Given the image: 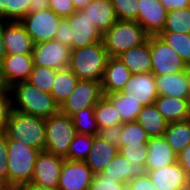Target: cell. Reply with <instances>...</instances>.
<instances>
[{
    "label": "cell",
    "mask_w": 190,
    "mask_h": 190,
    "mask_svg": "<svg viewBox=\"0 0 190 190\" xmlns=\"http://www.w3.org/2000/svg\"><path fill=\"white\" fill-rule=\"evenodd\" d=\"M102 85L99 81L79 80L73 92L60 106L64 115L72 116L76 112L89 107H95L103 97Z\"/></svg>",
    "instance_id": "9"
},
{
    "label": "cell",
    "mask_w": 190,
    "mask_h": 190,
    "mask_svg": "<svg viewBox=\"0 0 190 190\" xmlns=\"http://www.w3.org/2000/svg\"><path fill=\"white\" fill-rule=\"evenodd\" d=\"M64 159L41 151L36 159L32 182L46 188L58 189V182Z\"/></svg>",
    "instance_id": "14"
},
{
    "label": "cell",
    "mask_w": 190,
    "mask_h": 190,
    "mask_svg": "<svg viewBox=\"0 0 190 190\" xmlns=\"http://www.w3.org/2000/svg\"><path fill=\"white\" fill-rule=\"evenodd\" d=\"M12 108L25 114L49 118L60 111L50 93L37 89L27 81L18 82L10 88Z\"/></svg>",
    "instance_id": "1"
},
{
    "label": "cell",
    "mask_w": 190,
    "mask_h": 190,
    "mask_svg": "<svg viewBox=\"0 0 190 190\" xmlns=\"http://www.w3.org/2000/svg\"><path fill=\"white\" fill-rule=\"evenodd\" d=\"M94 114L99 129L123 124L120 114H118L115 107L105 96H103L95 105Z\"/></svg>",
    "instance_id": "33"
},
{
    "label": "cell",
    "mask_w": 190,
    "mask_h": 190,
    "mask_svg": "<svg viewBox=\"0 0 190 190\" xmlns=\"http://www.w3.org/2000/svg\"><path fill=\"white\" fill-rule=\"evenodd\" d=\"M119 20L138 21L139 0H111Z\"/></svg>",
    "instance_id": "38"
},
{
    "label": "cell",
    "mask_w": 190,
    "mask_h": 190,
    "mask_svg": "<svg viewBox=\"0 0 190 190\" xmlns=\"http://www.w3.org/2000/svg\"><path fill=\"white\" fill-rule=\"evenodd\" d=\"M13 108L8 87L0 86V133H5Z\"/></svg>",
    "instance_id": "39"
},
{
    "label": "cell",
    "mask_w": 190,
    "mask_h": 190,
    "mask_svg": "<svg viewBox=\"0 0 190 190\" xmlns=\"http://www.w3.org/2000/svg\"><path fill=\"white\" fill-rule=\"evenodd\" d=\"M7 149L8 185L31 182L40 151L16 140H7Z\"/></svg>",
    "instance_id": "5"
},
{
    "label": "cell",
    "mask_w": 190,
    "mask_h": 190,
    "mask_svg": "<svg viewBox=\"0 0 190 190\" xmlns=\"http://www.w3.org/2000/svg\"><path fill=\"white\" fill-rule=\"evenodd\" d=\"M94 173L84 161L64 159L57 190H87Z\"/></svg>",
    "instance_id": "13"
},
{
    "label": "cell",
    "mask_w": 190,
    "mask_h": 190,
    "mask_svg": "<svg viewBox=\"0 0 190 190\" xmlns=\"http://www.w3.org/2000/svg\"><path fill=\"white\" fill-rule=\"evenodd\" d=\"M163 136L178 156L190 144V120L168 123Z\"/></svg>",
    "instance_id": "29"
},
{
    "label": "cell",
    "mask_w": 190,
    "mask_h": 190,
    "mask_svg": "<svg viewBox=\"0 0 190 190\" xmlns=\"http://www.w3.org/2000/svg\"><path fill=\"white\" fill-rule=\"evenodd\" d=\"M32 68V54L6 55L0 62V82L10 88L18 82L27 81Z\"/></svg>",
    "instance_id": "12"
},
{
    "label": "cell",
    "mask_w": 190,
    "mask_h": 190,
    "mask_svg": "<svg viewBox=\"0 0 190 190\" xmlns=\"http://www.w3.org/2000/svg\"><path fill=\"white\" fill-rule=\"evenodd\" d=\"M102 173L108 178H114L118 183L128 185L129 181L147 173L146 167L135 163L133 166L125 157L117 153L115 158L105 167Z\"/></svg>",
    "instance_id": "22"
},
{
    "label": "cell",
    "mask_w": 190,
    "mask_h": 190,
    "mask_svg": "<svg viewBox=\"0 0 190 190\" xmlns=\"http://www.w3.org/2000/svg\"><path fill=\"white\" fill-rule=\"evenodd\" d=\"M188 119L190 120V99H189V116Z\"/></svg>",
    "instance_id": "58"
},
{
    "label": "cell",
    "mask_w": 190,
    "mask_h": 190,
    "mask_svg": "<svg viewBox=\"0 0 190 190\" xmlns=\"http://www.w3.org/2000/svg\"><path fill=\"white\" fill-rule=\"evenodd\" d=\"M158 95L190 99L189 68L179 73L155 76Z\"/></svg>",
    "instance_id": "21"
},
{
    "label": "cell",
    "mask_w": 190,
    "mask_h": 190,
    "mask_svg": "<svg viewBox=\"0 0 190 190\" xmlns=\"http://www.w3.org/2000/svg\"><path fill=\"white\" fill-rule=\"evenodd\" d=\"M94 142V136L76 134L69 146L66 160L85 161Z\"/></svg>",
    "instance_id": "37"
},
{
    "label": "cell",
    "mask_w": 190,
    "mask_h": 190,
    "mask_svg": "<svg viewBox=\"0 0 190 190\" xmlns=\"http://www.w3.org/2000/svg\"><path fill=\"white\" fill-rule=\"evenodd\" d=\"M147 144H143L139 149L137 148H118V153L125 157L133 166L135 163L146 165L147 160Z\"/></svg>",
    "instance_id": "42"
},
{
    "label": "cell",
    "mask_w": 190,
    "mask_h": 190,
    "mask_svg": "<svg viewBox=\"0 0 190 190\" xmlns=\"http://www.w3.org/2000/svg\"><path fill=\"white\" fill-rule=\"evenodd\" d=\"M49 8V0H31L30 12H38Z\"/></svg>",
    "instance_id": "50"
},
{
    "label": "cell",
    "mask_w": 190,
    "mask_h": 190,
    "mask_svg": "<svg viewBox=\"0 0 190 190\" xmlns=\"http://www.w3.org/2000/svg\"><path fill=\"white\" fill-rule=\"evenodd\" d=\"M136 122L142 126L149 138L163 136L168 125L154 104L143 106Z\"/></svg>",
    "instance_id": "27"
},
{
    "label": "cell",
    "mask_w": 190,
    "mask_h": 190,
    "mask_svg": "<svg viewBox=\"0 0 190 190\" xmlns=\"http://www.w3.org/2000/svg\"><path fill=\"white\" fill-rule=\"evenodd\" d=\"M167 11L190 7V0H160Z\"/></svg>",
    "instance_id": "49"
},
{
    "label": "cell",
    "mask_w": 190,
    "mask_h": 190,
    "mask_svg": "<svg viewBox=\"0 0 190 190\" xmlns=\"http://www.w3.org/2000/svg\"><path fill=\"white\" fill-rule=\"evenodd\" d=\"M5 134L7 140L21 143L44 151L46 139L45 119L12 110Z\"/></svg>",
    "instance_id": "3"
},
{
    "label": "cell",
    "mask_w": 190,
    "mask_h": 190,
    "mask_svg": "<svg viewBox=\"0 0 190 190\" xmlns=\"http://www.w3.org/2000/svg\"><path fill=\"white\" fill-rule=\"evenodd\" d=\"M177 162L183 168L190 181V144L178 154Z\"/></svg>",
    "instance_id": "48"
},
{
    "label": "cell",
    "mask_w": 190,
    "mask_h": 190,
    "mask_svg": "<svg viewBox=\"0 0 190 190\" xmlns=\"http://www.w3.org/2000/svg\"><path fill=\"white\" fill-rule=\"evenodd\" d=\"M69 24L71 50L102 42V33L80 11L66 18Z\"/></svg>",
    "instance_id": "11"
},
{
    "label": "cell",
    "mask_w": 190,
    "mask_h": 190,
    "mask_svg": "<svg viewBox=\"0 0 190 190\" xmlns=\"http://www.w3.org/2000/svg\"><path fill=\"white\" fill-rule=\"evenodd\" d=\"M31 0H8L6 21H21L30 12Z\"/></svg>",
    "instance_id": "40"
},
{
    "label": "cell",
    "mask_w": 190,
    "mask_h": 190,
    "mask_svg": "<svg viewBox=\"0 0 190 190\" xmlns=\"http://www.w3.org/2000/svg\"><path fill=\"white\" fill-rule=\"evenodd\" d=\"M127 190H156L151 183L149 175L146 173L143 176H139L135 180L129 181Z\"/></svg>",
    "instance_id": "46"
},
{
    "label": "cell",
    "mask_w": 190,
    "mask_h": 190,
    "mask_svg": "<svg viewBox=\"0 0 190 190\" xmlns=\"http://www.w3.org/2000/svg\"><path fill=\"white\" fill-rule=\"evenodd\" d=\"M146 170H156L177 161V155L164 136L152 137L147 143Z\"/></svg>",
    "instance_id": "23"
},
{
    "label": "cell",
    "mask_w": 190,
    "mask_h": 190,
    "mask_svg": "<svg viewBox=\"0 0 190 190\" xmlns=\"http://www.w3.org/2000/svg\"><path fill=\"white\" fill-rule=\"evenodd\" d=\"M121 146L119 148H137L147 144L149 137L142 126L136 121L122 124Z\"/></svg>",
    "instance_id": "31"
},
{
    "label": "cell",
    "mask_w": 190,
    "mask_h": 190,
    "mask_svg": "<svg viewBox=\"0 0 190 190\" xmlns=\"http://www.w3.org/2000/svg\"><path fill=\"white\" fill-rule=\"evenodd\" d=\"M61 17L49 8L38 12H29L20 23L34 44L47 42L55 38Z\"/></svg>",
    "instance_id": "8"
},
{
    "label": "cell",
    "mask_w": 190,
    "mask_h": 190,
    "mask_svg": "<svg viewBox=\"0 0 190 190\" xmlns=\"http://www.w3.org/2000/svg\"><path fill=\"white\" fill-rule=\"evenodd\" d=\"M189 87H190V67H189Z\"/></svg>",
    "instance_id": "59"
},
{
    "label": "cell",
    "mask_w": 190,
    "mask_h": 190,
    "mask_svg": "<svg viewBox=\"0 0 190 190\" xmlns=\"http://www.w3.org/2000/svg\"><path fill=\"white\" fill-rule=\"evenodd\" d=\"M107 59L103 42H98L71 50L68 68L79 80L102 82Z\"/></svg>",
    "instance_id": "2"
},
{
    "label": "cell",
    "mask_w": 190,
    "mask_h": 190,
    "mask_svg": "<svg viewBox=\"0 0 190 190\" xmlns=\"http://www.w3.org/2000/svg\"><path fill=\"white\" fill-rule=\"evenodd\" d=\"M148 36L137 21L118 19L102 35V42L108 57H117L124 51L140 46Z\"/></svg>",
    "instance_id": "4"
},
{
    "label": "cell",
    "mask_w": 190,
    "mask_h": 190,
    "mask_svg": "<svg viewBox=\"0 0 190 190\" xmlns=\"http://www.w3.org/2000/svg\"><path fill=\"white\" fill-rule=\"evenodd\" d=\"M3 43L6 55L32 54L34 43L19 21H9L4 26Z\"/></svg>",
    "instance_id": "18"
},
{
    "label": "cell",
    "mask_w": 190,
    "mask_h": 190,
    "mask_svg": "<svg viewBox=\"0 0 190 190\" xmlns=\"http://www.w3.org/2000/svg\"><path fill=\"white\" fill-rule=\"evenodd\" d=\"M7 135L0 133V179L8 185Z\"/></svg>",
    "instance_id": "44"
},
{
    "label": "cell",
    "mask_w": 190,
    "mask_h": 190,
    "mask_svg": "<svg viewBox=\"0 0 190 190\" xmlns=\"http://www.w3.org/2000/svg\"><path fill=\"white\" fill-rule=\"evenodd\" d=\"M147 174L156 190H182L189 182L177 161L156 170H147Z\"/></svg>",
    "instance_id": "17"
},
{
    "label": "cell",
    "mask_w": 190,
    "mask_h": 190,
    "mask_svg": "<svg viewBox=\"0 0 190 190\" xmlns=\"http://www.w3.org/2000/svg\"><path fill=\"white\" fill-rule=\"evenodd\" d=\"M104 34L117 20V14L111 0H92L80 11Z\"/></svg>",
    "instance_id": "20"
},
{
    "label": "cell",
    "mask_w": 190,
    "mask_h": 190,
    "mask_svg": "<svg viewBox=\"0 0 190 190\" xmlns=\"http://www.w3.org/2000/svg\"><path fill=\"white\" fill-rule=\"evenodd\" d=\"M157 36L169 45L190 67V34L160 32Z\"/></svg>",
    "instance_id": "32"
},
{
    "label": "cell",
    "mask_w": 190,
    "mask_h": 190,
    "mask_svg": "<svg viewBox=\"0 0 190 190\" xmlns=\"http://www.w3.org/2000/svg\"><path fill=\"white\" fill-rule=\"evenodd\" d=\"M71 117L73 126L78 134L98 135L99 126L95 118L94 107H89L76 112Z\"/></svg>",
    "instance_id": "35"
},
{
    "label": "cell",
    "mask_w": 190,
    "mask_h": 190,
    "mask_svg": "<svg viewBox=\"0 0 190 190\" xmlns=\"http://www.w3.org/2000/svg\"><path fill=\"white\" fill-rule=\"evenodd\" d=\"M54 39L70 47L69 24L66 18L61 19Z\"/></svg>",
    "instance_id": "47"
},
{
    "label": "cell",
    "mask_w": 190,
    "mask_h": 190,
    "mask_svg": "<svg viewBox=\"0 0 190 190\" xmlns=\"http://www.w3.org/2000/svg\"><path fill=\"white\" fill-rule=\"evenodd\" d=\"M92 0H72L75 12L81 11L86 8V6L91 2Z\"/></svg>",
    "instance_id": "53"
},
{
    "label": "cell",
    "mask_w": 190,
    "mask_h": 190,
    "mask_svg": "<svg viewBox=\"0 0 190 190\" xmlns=\"http://www.w3.org/2000/svg\"><path fill=\"white\" fill-rule=\"evenodd\" d=\"M151 72L155 76L187 71L183 59L157 35H150Z\"/></svg>",
    "instance_id": "7"
},
{
    "label": "cell",
    "mask_w": 190,
    "mask_h": 190,
    "mask_svg": "<svg viewBox=\"0 0 190 190\" xmlns=\"http://www.w3.org/2000/svg\"><path fill=\"white\" fill-rule=\"evenodd\" d=\"M182 190H190V181L188 182V184Z\"/></svg>",
    "instance_id": "56"
},
{
    "label": "cell",
    "mask_w": 190,
    "mask_h": 190,
    "mask_svg": "<svg viewBox=\"0 0 190 190\" xmlns=\"http://www.w3.org/2000/svg\"><path fill=\"white\" fill-rule=\"evenodd\" d=\"M49 9L54 11L61 18H67L75 13L72 0H49Z\"/></svg>",
    "instance_id": "45"
},
{
    "label": "cell",
    "mask_w": 190,
    "mask_h": 190,
    "mask_svg": "<svg viewBox=\"0 0 190 190\" xmlns=\"http://www.w3.org/2000/svg\"><path fill=\"white\" fill-rule=\"evenodd\" d=\"M8 0H0V19L6 21V8Z\"/></svg>",
    "instance_id": "54"
},
{
    "label": "cell",
    "mask_w": 190,
    "mask_h": 190,
    "mask_svg": "<svg viewBox=\"0 0 190 190\" xmlns=\"http://www.w3.org/2000/svg\"><path fill=\"white\" fill-rule=\"evenodd\" d=\"M0 190H18L17 186H13V185H4L2 188H0Z\"/></svg>",
    "instance_id": "55"
},
{
    "label": "cell",
    "mask_w": 190,
    "mask_h": 190,
    "mask_svg": "<svg viewBox=\"0 0 190 190\" xmlns=\"http://www.w3.org/2000/svg\"><path fill=\"white\" fill-rule=\"evenodd\" d=\"M161 32L190 34V7L167 11L165 25Z\"/></svg>",
    "instance_id": "34"
},
{
    "label": "cell",
    "mask_w": 190,
    "mask_h": 190,
    "mask_svg": "<svg viewBox=\"0 0 190 190\" xmlns=\"http://www.w3.org/2000/svg\"><path fill=\"white\" fill-rule=\"evenodd\" d=\"M71 48L59 42L50 40L34 44L32 58L33 66L53 68L56 70L65 69L69 66Z\"/></svg>",
    "instance_id": "10"
},
{
    "label": "cell",
    "mask_w": 190,
    "mask_h": 190,
    "mask_svg": "<svg viewBox=\"0 0 190 190\" xmlns=\"http://www.w3.org/2000/svg\"><path fill=\"white\" fill-rule=\"evenodd\" d=\"M18 187V190H57V189H51V188H46L44 186H40L34 182H27L24 184H20Z\"/></svg>",
    "instance_id": "52"
},
{
    "label": "cell",
    "mask_w": 190,
    "mask_h": 190,
    "mask_svg": "<svg viewBox=\"0 0 190 190\" xmlns=\"http://www.w3.org/2000/svg\"><path fill=\"white\" fill-rule=\"evenodd\" d=\"M87 190H127V185L118 183L116 179L108 178L101 172L93 175Z\"/></svg>",
    "instance_id": "41"
},
{
    "label": "cell",
    "mask_w": 190,
    "mask_h": 190,
    "mask_svg": "<svg viewBox=\"0 0 190 190\" xmlns=\"http://www.w3.org/2000/svg\"><path fill=\"white\" fill-rule=\"evenodd\" d=\"M78 82V77L68 67L57 71L50 94L59 107L73 92Z\"/></svg>",
    "instance_id": "30"
},
{
    "label": "cell",
    "mask_w": 190,
    "mask_h": 190,
    "mask_svg": "<svg viewBox=\"0 0 190 190\" xmlns=\"http://www.w3.org/2000/svg\"><path fill=\"white\" fill-rule=\"evenodd\" d=\"M154 105L167 123L179 122L188 119V99L159 95L155 100Z\"/></svg>",
    "instance_id": "26"
},
{
    "label": "cell",
    "mask_w": 190,
    "mask_h": 190,
    "mask_svg": "<svg viewBox=\"0 0 190 190\" xmlns=\"http://www.w3.org/2000/svg\"><path fill=\"white\" fill-rule=\"evenodd\" d=\"M58 70L48 67L33 66L28 83L46 93H51Z\"/></svg>",
    "instance_id": "36"
},
{
    "label": "cell",
    "mask_w": 190,
    "mask_h": 190,
    "mask_svg": "<svg viewBox=\"0 0 190 190\" xmlns=\"http://www.w3.org/2000/svg\"><path fill=\"white\" fill-rule=\"evenodd\" d=\"M122 124L112 127L100 128L98 136L104 139L107 143L119 148L121 146Z\"/></svg>",
    "instance_id": "43"
},
{
    "label": "cell",
    "mask_w": 190,
    "mask_h": 190,
    "mask_svg": "<svg viewBox=\"0 0 190 190\" xmlns=\"http://www.w3.org/2000/svg\"><path fill=\"white\" fill-rule=\"evenodd\" d=\"M8 22L9 21H5V20L0 19V62L6 56V49H5V45L3 43V32H4V26Z\"/></svg>",
    "instance_id": "51"
},
{
    "label": "cell",
    "mask_w": 190,
    "mask_h": 190,
    "mask_svg": "<svg viewBox=\"0 0 190 190\" xmlns=\"http://www.w3.org/2000/svg\"><path fill=\"white\" fill-rule=\"evenodd\" d=\"M117 58L127 66L132 74L151 72L150 36L140 46L124 51Z\"/></svg>",
    "instance_id": "24"
},
{
    "label": "cell",
    "mask_w": 190,
    "mask_h": 190,
    "mask_svg": "<svg viewBox=\"0 0 190 190\" xmlns=\"http://www.w3.org/2000/svg\"><path fill=\"white\" fill-rule=\"evenodd\" d=\"M132 73L117 57H108L101 82L103 95L121 92Z\"/></svg>",
    "instance_id": "19"
},
{
    "label": "cell",
    "mask_w": 190,
    "mask_h": 190,
    "mask_svg": "<svg viewBox=\"0 0 190 190\" xmlns=\"http://www.w3.org/2000/svg\"><path fill=\"white\" fill-rule=\"evenodd\" d=\"M117 153L118 148L96 135L94 136L91 150L84 162L90 167L94 174L101 173L115 158Z\"/></svg>",
    "instance_id": "25"
},
{
    "label": "cell",
    "mask_w": 190,
    "mask_h": 190,
    "mask_svg": "<svg viewBox=\"0 0 190 190\" xmlns=\"http://www.w3.org/2000/svg\"><path fill=\"white\" fill-rule=\"evenodd\" d=\"M5 185V183L0 179V188H2Z\"/></svg>",
    "instance_id": "57"
},
{
    "label": "cell",
    "mask_w": 190,
    "mask_h": 190,
    "mask_svg": "<svg viewBox=\"0 0 190 190\" xmlns=\"http://www.w3.org/2000/svg\"><path fill=\"white\" fill-rule=\"evenodd\" d=\"M111 104L115 107L118 114L121 116L122 123L136 121L138 113L142 110V105L133 97L129 96L128 92H115L104 95Z\"/></svg>",
    "instance_id": "28"
},
{
    "label": "cell",
    "mask_w": 190,
    "mask_h": 190,
    "mask_svg": "<svg viewBox=\"0 0 190 190\" xmlns=\"http://www.w3.org/2000/svg\"><path fill=\"white\" fill-rule=\"evenodd\" d=\"M142 106L154 104L158 92L156 88L155 75L152 72L132 74L121 92H128Z\"/></svg>",
    "instance_id": "15"
},
{
    "label": "cell",
    "mask_w": 190,
    "mask_h": 190,
    "mask_svg": "<svg viewBox=\"0 0 190 190\" xmlns=\"http://www.w3.org/2000/svg\"><path fill=\"white\" fill-rule=\"evenodd\" d=\"M46 139L45 152H49L63 159L67 158L69 146L77 134L73 126L72 117L61 111L45 119Z\"/></svg>",
    "instance_id": "6"
},
{
    "label": "cell",
    "mask_w": 190,
    "mask_h": 190,
    "mask_svg": "<svg viewBox=\"0 0 190 190\" xmlns=\"http://www.w3.org/2000/svg\"><path fill=\"white\" fill-rule=\"evenodd\" d=\"M138 23L150 35L163 31L167 10L160 0H139Z\"/></svg>",
    "instance_id": "16"
}]
</instances>
